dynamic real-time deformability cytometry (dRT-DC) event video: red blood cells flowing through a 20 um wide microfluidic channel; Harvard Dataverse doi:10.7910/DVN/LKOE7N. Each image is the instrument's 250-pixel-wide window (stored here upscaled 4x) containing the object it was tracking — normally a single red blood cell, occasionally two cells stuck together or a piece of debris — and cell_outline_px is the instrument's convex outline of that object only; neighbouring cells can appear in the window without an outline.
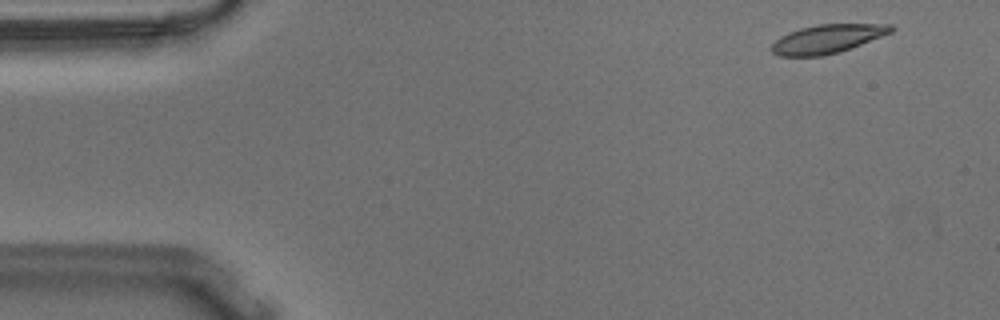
{"species": "Egyptian fruit bat (a non-hibernating species)", "species_latin": "Rousettus aegyptiacus", "temperature_condition": "warm", "stored_images_in_passage": 53, "camera_frame_rate_fps": 3000, "um_per_image_px": 0.085, "animal": {"sex": "male"}, "frame": {"image": 1, "passage_image": 2, "time_ms": 0.333, "image_size_px": [1000, 320], "cell_outline_px": [[896, 28], [892, 32], [840, 52], [820, 56], [780, 56], [772, 52], [772, 44], [780, 36], [788, 32], [800, 28], [820, 24], [892, 24]], "centroid_in_image_um": [70.33, 3.3], "position_along_channel_um": 14.7, "area_um2": 19.88}}
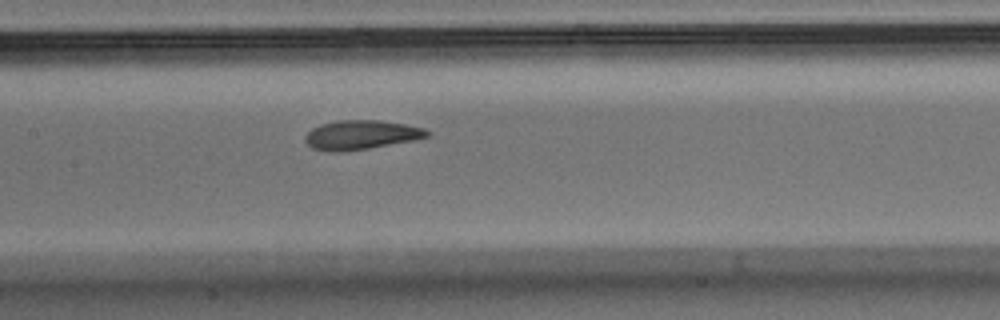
{"frame": {"image": 2, "passage_image": 24, "time_ms": 7.667, "image_size_px": [1000, 320], "cell_outline_px": [[432, 132], [428, 136], [416, 140], [368, 148], [340, 152], [328, 152], [312, 148], [304, 140], [304, 136], [312, 128], [320, 124], [336, 120], [376, 120], [404, 124], [424, 128]], "centroid_in_image_um": [30.67, 11.46], "position_along_channel_um": 176.7, "area_um2": 20.87}}
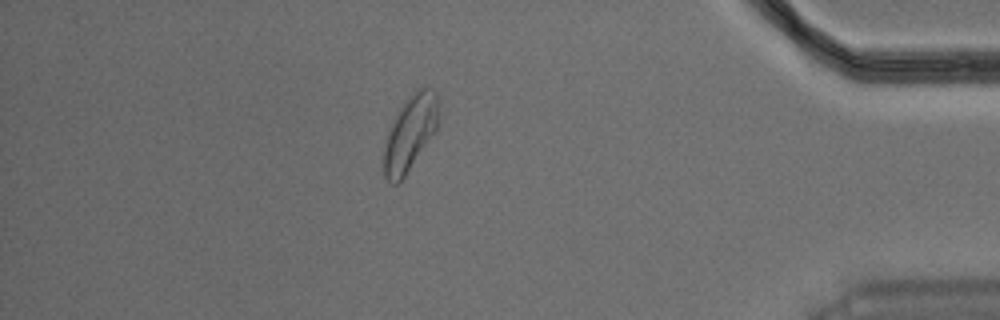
{"frame": {"image": 3, "passage_image": 46, "time_ms": 15.0, "image_size_px": [1000, 320], "cell_outline_px": [[440, 120], [436, 128], [404, 176], [396, 184], [392, 184], [384, 176], [384, 148], [388, 128], [404, 100], [412, 92], [420, 88], [432, 88], [440, 96]], "centroid_in_image_um": [34.88, 11.22], "position_along_channel_um": 400.3, "area_um2": 23.99}, "authors_computed_cell_mechanics": {"area_um2": 20.9814, "velocity_mm_per_s": 3.6106, "shape_relaxation_time_tau1_ms": 4.4633, "shape_relaxation_time_tau2_ms": 1.061, "deformation_change_tau1": 0.1494, "deformation_change_tau2": 0.0704}}